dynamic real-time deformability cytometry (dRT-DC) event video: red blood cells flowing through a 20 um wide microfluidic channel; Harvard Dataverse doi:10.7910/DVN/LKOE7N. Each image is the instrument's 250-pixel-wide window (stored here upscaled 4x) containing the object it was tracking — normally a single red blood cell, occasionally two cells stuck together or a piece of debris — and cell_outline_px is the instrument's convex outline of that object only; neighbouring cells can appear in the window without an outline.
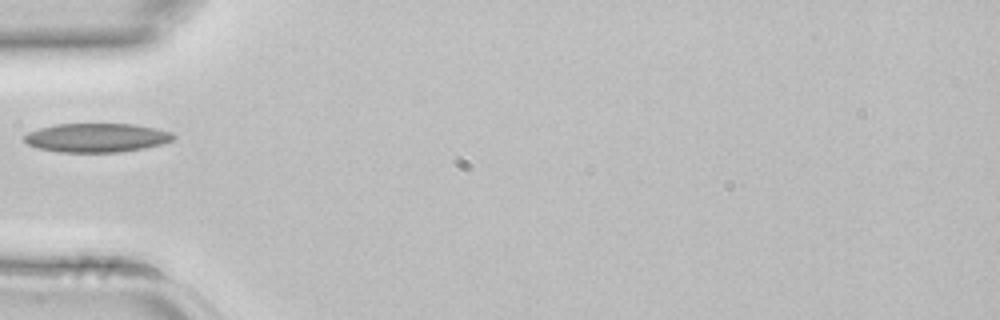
{"species": "common noctule bat (a hibernating species)", "species_latin": "Nyctalus noctula", "temperature_condition": "room temperature", "stored_images_in_passage": 1, "camera_frame_rate_fps": 3000, "um_per_image_px": 0.085, "animal": {"sex": "female", "body_mass_g": 22.7, "forearm_length_mm": 54.2}, "frame": {"image": 1, "passage_image": 1, "time_ms": 0.0, "image_size_px": [1000, 320], "cell_outline_px": [[176, 136], [172, 140], [160, 144], [144, 148], [120, 152], [60, 152], [36, 148], [28, 144], [24, 140], [24, 136], [28, 132], [40, 128], [56, 124], [136, 124], [156, 128], [172, 132]], "centroid_in_image_um": [8.22, 11.7], "position_along_channel_um": 76.8, "area_um2": 25.14}}